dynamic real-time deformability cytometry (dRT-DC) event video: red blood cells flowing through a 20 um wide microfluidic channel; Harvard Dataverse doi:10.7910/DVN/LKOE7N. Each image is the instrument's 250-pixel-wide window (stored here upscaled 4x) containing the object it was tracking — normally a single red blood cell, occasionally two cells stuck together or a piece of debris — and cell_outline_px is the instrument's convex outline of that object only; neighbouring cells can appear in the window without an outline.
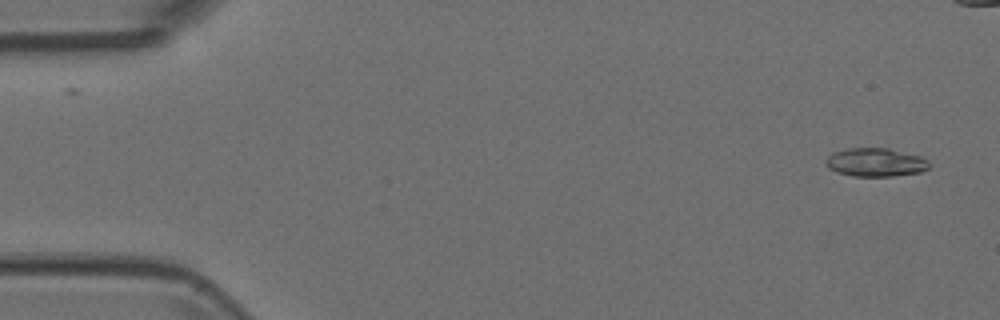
{"species": "Egyptian fruit bat (a non-hibernating species)", "species_latin": "Rousettus aegyptiacus", "temperature_condition": "room temperature", "stored_images_in_passage": 8, "segment_of_instrument_passage": [1, 2], "camera_frame_rate_fps": 3000, "um_per_image_px": 0.085, "animal": {"sex": "female"}, "frame": {"image": 1, "passage_image": 1, "time_ms": 0.0, "image_size_px": [1000, 320], "cell_outline_px": [[932, 164], [928, 168], [920, 172], [892, 176], [852, 176], [836, 172], [828, 168], [824, 164], [824, 160], [828, 156], [836, 152], [848, 148], [888, 148], [920, 156], [928, 160]], "centroid_in_image_um": [74.41, 13.8], "position_along_channel_um": 10.6, "area_um2": 17.22}}
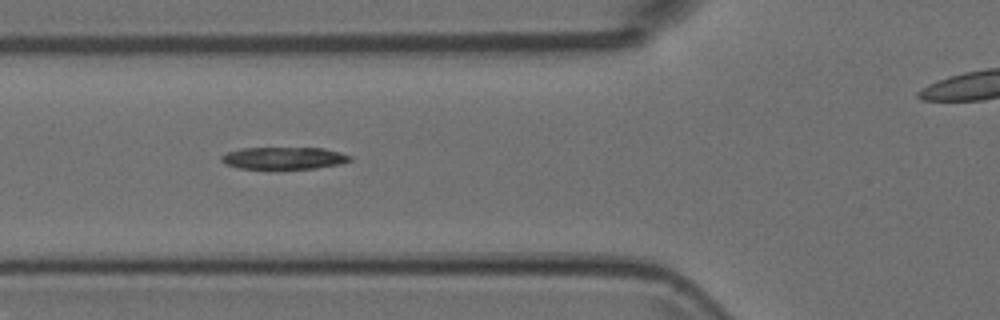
{"frame": {"image": 2, "passage_image": 6, "time_ms": 1.667, "image_size_px": [1000, 320], "cell_outline_px": [[352, 160], [340, 164], [316, 168], [276, 172], [268, 172], [240, 168], [224, 164], [220, 160], [220, 156], [228, 152], [240, 148], [324, 148], [340, 152], [352, 156]], "centroid_in_image_um": [24.08, 13.5], "position_along_channel_um": 101.7, "area_um2": 17.74}}
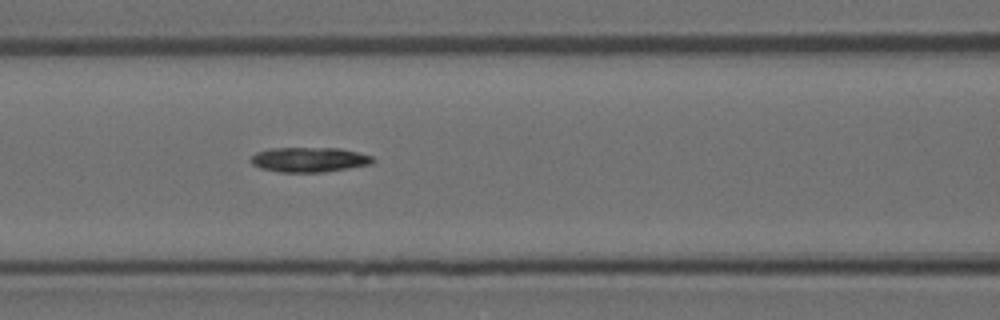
{"frame": {"image": 3, "passage_image": 7, "time_ms": 2.0, "image_size_px": [1000, 320], "cell_outline_px": [[376, 160], [372, 164], [324, 172], [280, 172], [260, 168], [252, 164], [248, 160], [256, 152], [268, 148], [340, 148], [372, 156]], "centroid_in_image_um": [26.26, 13.57], "position_along_channel_um": 140.3, "area_um2": 17.74}}